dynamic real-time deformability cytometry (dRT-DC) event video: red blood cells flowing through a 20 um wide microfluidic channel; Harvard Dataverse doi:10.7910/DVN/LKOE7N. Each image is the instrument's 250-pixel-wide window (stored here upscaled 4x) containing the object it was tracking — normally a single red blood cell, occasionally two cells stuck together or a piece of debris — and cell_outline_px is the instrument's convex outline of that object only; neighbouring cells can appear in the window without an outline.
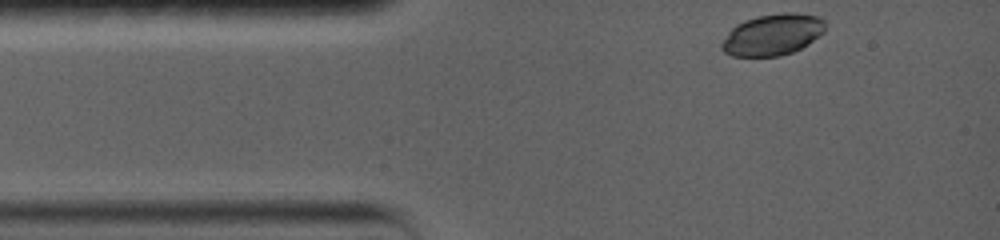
{"species": "common noctule bat (a hibernating species)", "species_latin": "Nyctalus noctula", "temperature_condition": "warm", "stored_images_in_passage": 22, "camera_frame_rate_fps": 5000, "um_per_image_px": 0.085, "animal": {"sex": "female", "body_mass_g": 19.0, "forearm_length_mm": 56.7}, "frame": {"image": 1, "passage_image": 1, "time_ms": 0.0, "image_size_px": [1000, 240], "cell_outline_px": [[824, 32], [808, 44], [792, 52], [780, 56], [732, 56], [724, 52], [720, 48], [720, 44], [728, 32], [736, 24], [744, 20], [756, 16], [784, 12], [796, 12], [820, 16], [824, 20]], "centroid_in_image_um": [65.66, 2.93], "position_along_channel_um": 19.3, "area_um2": 25.14}}
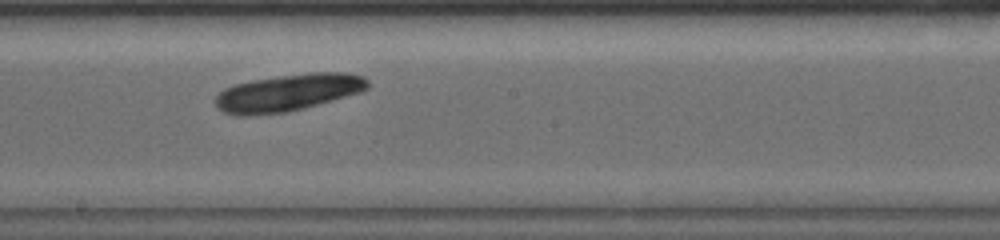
{"frame": {"image": 2, "passage_image": 13, "time_ms": 6.6, "image_size_px": [1000, 240], "cell_outline_px": [[368, 88], [360, 92], [316, 104], [284, 112], [248, 116], [236, 116], [224, 112], [216, 108], [216, 96], [224, 88], [236, 84], [252, 80], [312, 72], [348, 72], [364, 76], [368, 80]], "centroid_in_image_um": [24.46, 7.87], "position_along_channel_um": 223.7, "area_um2": 32.54}}
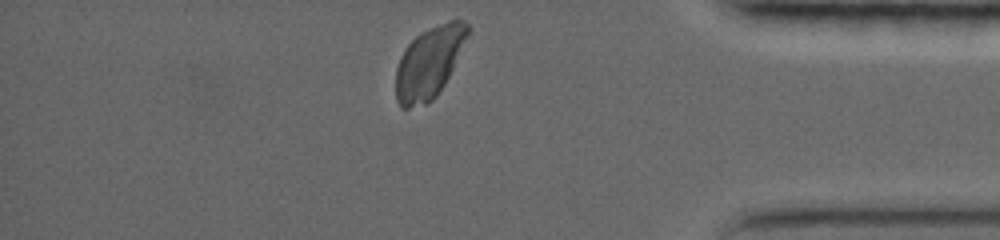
{"frame": {"image": 3, "passage_image": 22, "time_ms": 12.0, "image_size_px": [1000, 240], "cell_outline_px": [[472, 28], [444, 84], [436, 96], [428, 104], [408, 108], [400, 108], [396, 100], [396, 68], [400, 56], [408, 44], [420, 32], [440, 24], [452, 20], [464, 20]], "centroid_in_image_um": [36.46, 5.33], "position_along_channel_um": 398.7, "area_um2": 29.82}}